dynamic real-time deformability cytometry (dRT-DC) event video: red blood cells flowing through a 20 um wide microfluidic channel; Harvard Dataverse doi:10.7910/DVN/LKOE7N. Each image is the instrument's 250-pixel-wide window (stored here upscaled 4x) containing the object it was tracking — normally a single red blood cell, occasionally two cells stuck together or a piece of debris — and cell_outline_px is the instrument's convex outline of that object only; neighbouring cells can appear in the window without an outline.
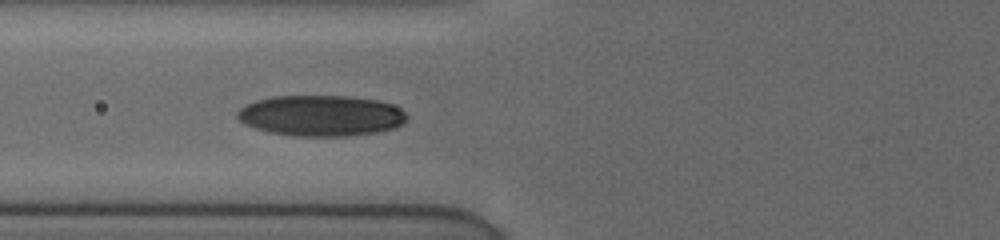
{"species": "human", "species_latin": "Homo sapiens", "temperature_condition": "cold", "stored_images_in_passage": 13, "camera_frame_rate_fps": 3000, "um_per_image_px": 0.085, "donor": {"sex": "female"}, "frame": {"image": 1, "passage_image": 7, "time_ms": 1.667, "image_size_px": [1000, 240], "cell_outline_px": [[408, 116], [400, 124], [392, 128], [376, 132], [348, 136], [292, 136], [268, 132], [244, 124], [236, 116], [236, 112], [240, 108], [256, 100], [272, 96], [348, 96], [380, 100], [392, 104], [400, 108]], "centroid_in_image_um": [27.26, 9.82], "position_along_channel_um": 98.5, "area_um2": 40.4}}
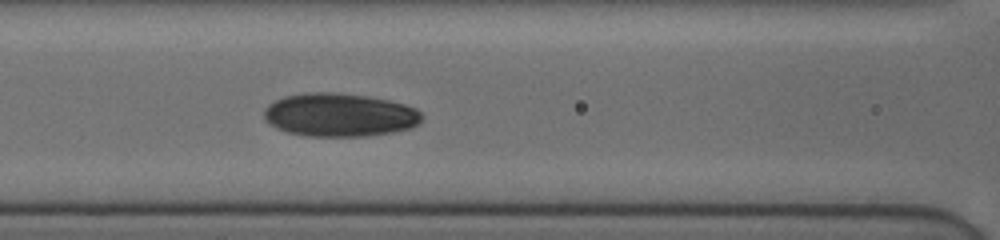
{"frame": {"image": 2, "passage_image": 12, "time_ms": 2.667, "image_size_px": [1000, 240], "cell_outline_px": [[424, 116], [420, 124], [412, 128], [392, 132], [368, 136], [308, 136], [288, 132], [276, 128], [264, 120], [264, 108], [268, 104], [284, 96], [304, 92], [332, 92], [368, 96], [388, 100], [404, 104], [416, 108]], "centroid_in_image_um": [28.87, 9.76], "position_along_channel_um": 137.7, "area_um2": 40.23}}